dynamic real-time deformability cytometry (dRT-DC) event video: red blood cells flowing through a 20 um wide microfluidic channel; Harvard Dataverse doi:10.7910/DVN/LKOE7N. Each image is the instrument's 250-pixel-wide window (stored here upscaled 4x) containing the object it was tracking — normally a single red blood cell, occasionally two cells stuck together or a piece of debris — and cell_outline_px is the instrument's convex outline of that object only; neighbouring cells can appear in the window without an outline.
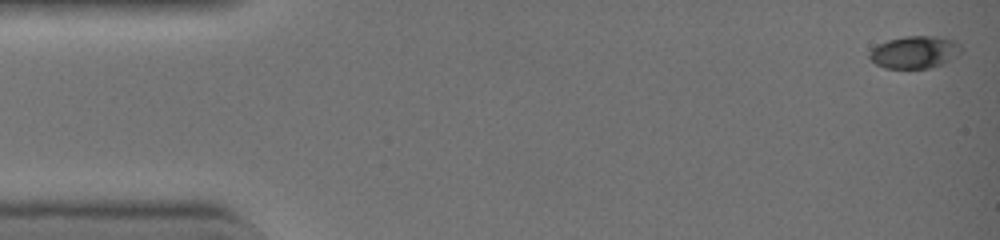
{"species": "common noctule bat (a hibernating species)", "species_latin": "Nyctalus noctula", "temperature_condition": "warm", "stored_images_in_passage": 43, "camera_frame_rate_fps": 3000, "um_per_image_px": 0.085, "animal": {"sex": "female", "body_mass_g": 19.0, "forearm_length_mm": 51.5}, "frame": {"image": 1, "passage_image": 1, "time_ms": 0.0, "image_size_px": [1000, 240], "cell_outline_px": [[964, 48], [956, 56], [944, 64], [928, 68], [884, 68], [876, 64], [868, 56], [868, 52], [876, 44], [888, 40], [904, 36], [936, 36], [952, 40], [960, 44]], "centroid_in_image_um": [77.73, 4.43], "position_along_channel_um": 7.3, "area_um2": 17.46}}
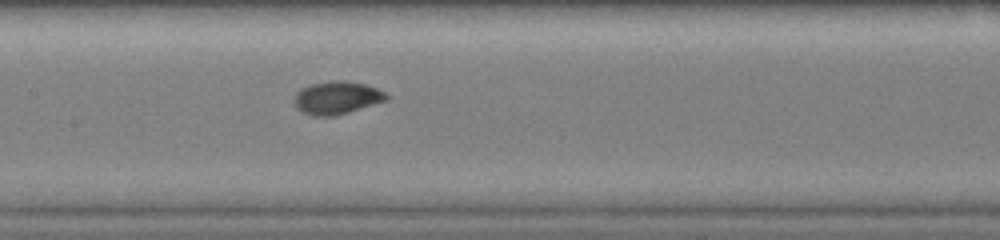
{"frame": {"image": 2, "passage_image": 21, "time_ms": 6.667, "image_size_px": [1000, 240], "cell_outline_px": [[388, 100], [348, 112], [332, 116], [316, 116], [304, 112], [296, 104], [296, 92], [300, 88], [308, 84], [328, 80], [344, 80], [364, 84], [376, 88], [384, 92], [388, 96]], "centroid_in_image_um": [28.65, 8.28], "position_along_channel_um": 178.8, "area_um2": 17.46}}
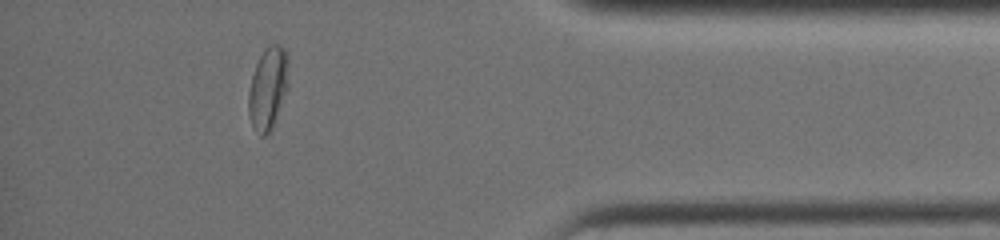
{"frame": {"image": 3, "passage_image": 38, "time_ms": 12.333, "image_size_px": [1000, 240], "cell_outline_px": [[288, 88], [272, 128], [264, 136], [260, 136], [252, 124], [248, 116], [248, 92], [252, 76], [256, 64], [264, 48], [268, 44], [280, 44], [284, 48], [288, 56]], "centroid_in_image_um": [22.78, 7.47], "position_along_channel_um": 412.4, "area_um2": 19.36}, "authors_computed_cell_mechanics": {"area_um2": 17.051, "velocity_mm_per_s": 4.5318, "shape_relaxation_time_tau1_ms": 2.994, "shape_relaxation_time_tau2_ms": null, "deformation_change_tau1": 0.1558, "deformation_change_tau2": null}}